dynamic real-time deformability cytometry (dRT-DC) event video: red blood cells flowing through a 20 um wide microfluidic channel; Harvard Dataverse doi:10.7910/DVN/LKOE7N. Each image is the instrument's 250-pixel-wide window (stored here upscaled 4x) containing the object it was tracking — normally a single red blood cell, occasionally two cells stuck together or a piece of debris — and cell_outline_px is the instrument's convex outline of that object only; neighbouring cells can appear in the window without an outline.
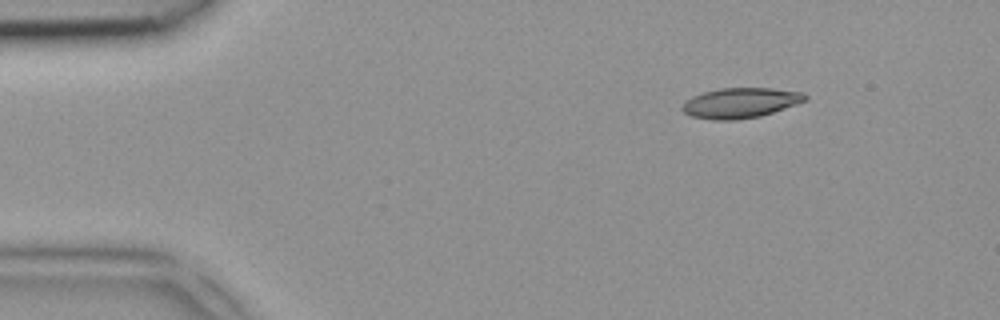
{"species": "common noctule bat (a hibernating species)", "species_latin": "Nyctalus noctula", "temperature_condition": "room temperature", "stored_images_in_passage": 3, "camera_frame_rate_fps": 3000, "um_per_image_px": 0.085, "animal": {"sex": "female", "body_mass_g": 18.4}, "frame": {"image": 1, "passage_image": 1, "time_ms": 0.0, "image_size_px": [1000, 320], "cell_outline_px": [[808, 100], [760, 116], [736, 120], [712, 120], [692, 116], [684, 112], [680, 108], [692, 96], [704, 92], [720, 88], [772, 88], [804, 92], [808, 96]], "centroid_in_image_um": [62.96, 8.74], "position_along_channel_um": 22.0, "area_um2": 21.56}}
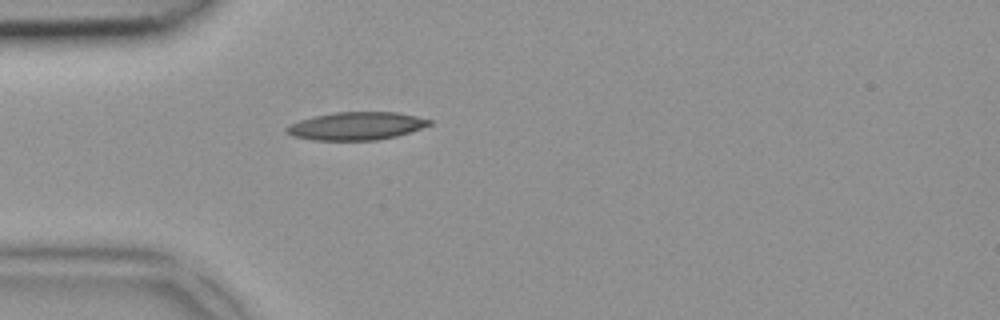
{"frame": {"image": 2, "passage_image": 3, "time_ms": 0.667, "image_size_px": [1000, 320], "cell_outline_px": [[432, 124], [396, 136], [376, 140], [312, 140], [292, 136], [284, 132], [284, 128], [300, 120], [316, 116], [336, 112], [396, 112], [416, 116], [432, 120]], "centroid_in_image_um": [30.26, 10.71], "position_along_channel_um": 54.7, "area_um2": 23.06}}